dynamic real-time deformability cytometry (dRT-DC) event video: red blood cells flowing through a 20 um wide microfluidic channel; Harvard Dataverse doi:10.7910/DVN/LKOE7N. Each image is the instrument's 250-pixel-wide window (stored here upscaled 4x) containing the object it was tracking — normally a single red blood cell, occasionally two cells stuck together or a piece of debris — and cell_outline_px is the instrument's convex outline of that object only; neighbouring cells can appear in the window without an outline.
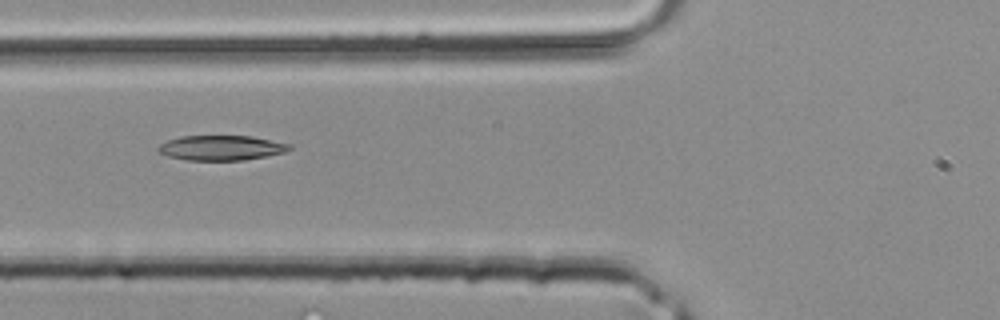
{"species": "common noctule bat (a hibernating species)", "species_latin": "Nyctalus noctula", "temperature_condition": "room temperature", "stored_images_in_passage": 27, "camera_frame_rate_fps": 3000, "um_per_image_px": 0.085, "animal": {"sex": "male", "body_mass_g": 20.4}, "frame": {"image": 1, "passage_image": 6, "time_ms": 1.667, "image_size_px": [1000, 320], "cell_outline_px": [[292, 148], [284, 152], [244, 160], [188, 160], [168, 156], [156, 152], [156, 148], [160, 144], [168, 140], [180, 136], [252, 136], [292, 144]], "centroid_in_image_um": [18.78, 12.56], "position_along_channel_um": 107.0, "area_um2": 19.07}}
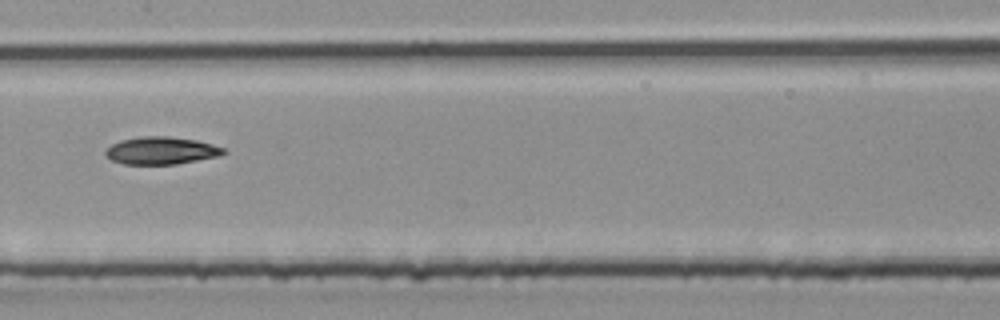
{"frame": {"image": 2, "passage_image": 11, "time_ms": 3.333, "image_size_px": [1000, 320], "cell_outline_px": [[228, 152], [220, 156], [176, 164], [124, 164], [112, 160], [104, 152], [112, 144], [120, 140], [144, 136], [168, 136], [196, 140], [212, 144], [224, 148]], "centroid_in_image_um": [13.74, 12.8], "position_along_channel_um": 193.7, "area_um2": 18.84}}
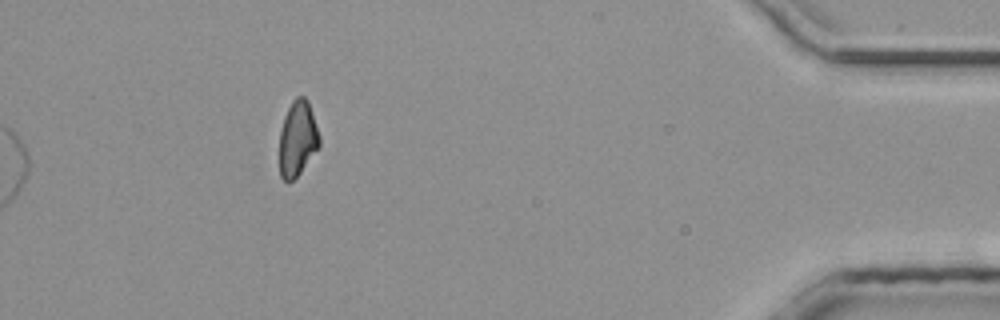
{"frame": {"image": 3, "passage_image": 27, "time_ms": 8.667, "image_size_px": [1000, 320], "cell_outline_px": [[320, 148], [300, 172], [292, 180], [284, 180], [280, 176], [280, 132], [284, 116], [292, 100], [296, 96], [304, 96], [308, 100], [320, 136]], "centroid_in_image_um": [25.31, 11.76], "position_along_channel_um": 409.9, "area_um2": 17.57}}